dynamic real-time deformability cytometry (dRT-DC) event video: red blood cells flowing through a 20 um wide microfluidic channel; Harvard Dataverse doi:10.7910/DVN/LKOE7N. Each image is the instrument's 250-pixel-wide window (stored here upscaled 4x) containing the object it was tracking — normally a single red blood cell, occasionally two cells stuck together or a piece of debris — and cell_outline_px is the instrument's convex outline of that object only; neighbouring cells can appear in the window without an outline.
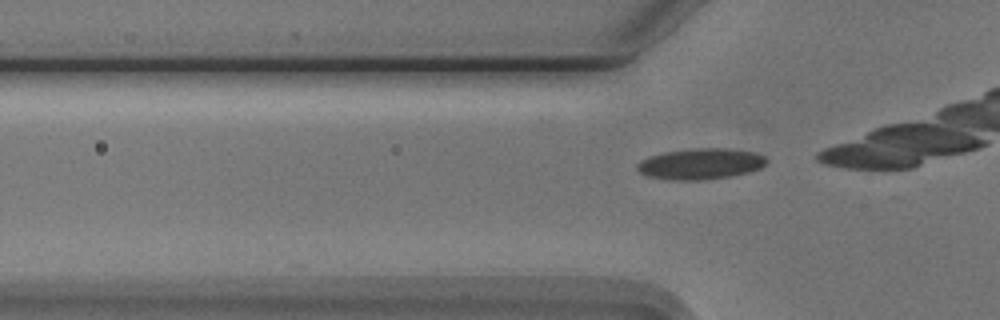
{"species": "Egyptian fruit bat (a non-hibernating species)", "species_latin": "Rousettus aegyptiacus", "temperature_condition": "cold", "stored_images_in_passage": 11, "camera_frame_rate_fps": 3000, "um_per_image_px": 0.085, "animal": {"sex": "male"}, "frame": {"image": 1, "passage_image": 11, "time_ms": 3.333, "image_size_px": [1000, 320], "cell_outline_px": [[768, 160], [760, 168], [748, 172], [728, 176], [700, 180], [668, 180], [648, 176], [640, 172], [636, 168], [636, 164], [640, 160], [648, 156], [664, 152], [692, 148], [724, 148], [752, 152], [764, 156]], "centroid_in_image_um": [59.49, 13.92], "position_along_channel_um": 66.3, "area_um2": 23.24}}